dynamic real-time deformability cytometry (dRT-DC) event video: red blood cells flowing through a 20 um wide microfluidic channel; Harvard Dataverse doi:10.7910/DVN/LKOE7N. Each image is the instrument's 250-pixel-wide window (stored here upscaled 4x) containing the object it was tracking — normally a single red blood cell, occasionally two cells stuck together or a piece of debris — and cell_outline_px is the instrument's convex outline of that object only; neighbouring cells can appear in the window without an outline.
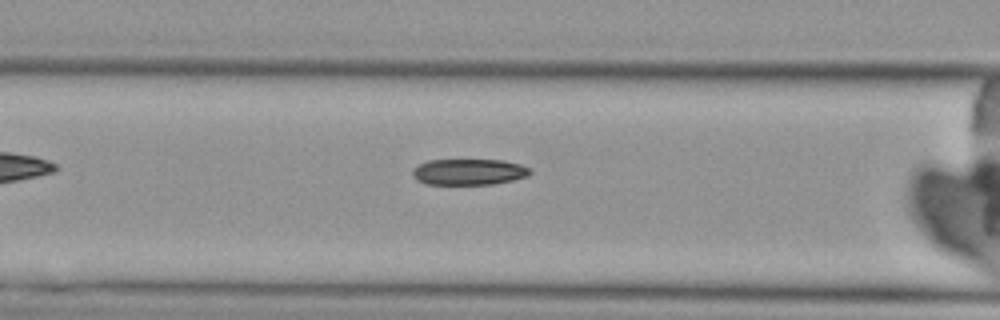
{"species": "Egyptian fruit bat (a non-hibernating species)", "species_latin": "Rousettus aegyptiacus", "temperature_condition": "cold", "stored_images_in_passage": 3, "camera_frame_rate_fps": 3000, "um_per_image_px": 0.085, "animal": {"sex": "female"}, "frame": {"image": 1, "passage_image": 3, "time_ms": 2.333, "image_size_px": [1000, 320], "cell_outline_px": [[532, 172], [528, 176], [512, 180], [492, 184], [424, 184], [416, 180], [412, 176], [412, 168], [428, 160], [504, 160], [520, 164], [532, 168]], "centroid_in_image_um": [39.85, 14.61], "position_along_channel_um": 126.7, "area_um2": 18.03}}